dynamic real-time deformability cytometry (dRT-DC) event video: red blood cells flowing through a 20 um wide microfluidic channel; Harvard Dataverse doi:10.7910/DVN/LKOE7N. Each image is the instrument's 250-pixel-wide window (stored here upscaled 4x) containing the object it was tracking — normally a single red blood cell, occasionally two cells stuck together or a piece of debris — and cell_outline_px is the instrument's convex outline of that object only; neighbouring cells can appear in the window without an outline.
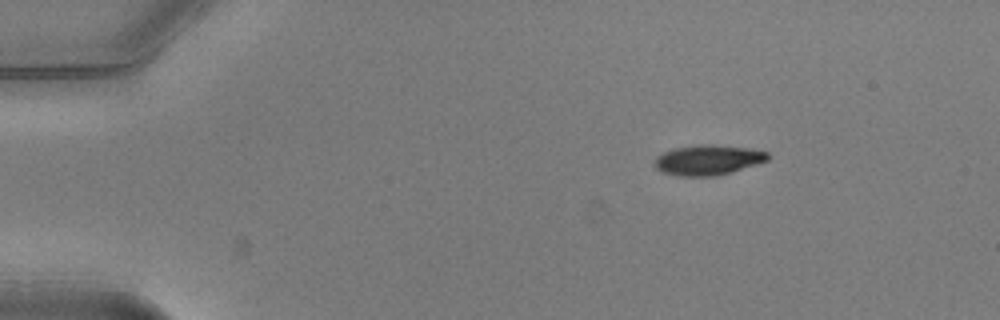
{"species": "common noctule bat (a hibernating species)", "species_latin": "Nyctalus noctula", "temperature_condition": "warm", "stored_images_in_passage": 44, "camera_frame_rate_fps": 3000, "um_per_image_px": 0.085, "animal": {"sex": "male", "body_mass_g": 20.5, "forearm_length_mm": 52.5}, "frame": {"image": 1, "passage_image": 1, "time_ms": 0.0, "image_size_px": [1000, 320], "cell_outline_px": [[768, 160], [732, 172], [716, 176], [676, 176], [664, 172], [656, 168], [656, 156], [672, 148], [700, 144], [712, 144], [752, 148], [768, 152]], "centroid_in_image_um": [60.19, 13.59], "position_along_channel_um": 24.8, "area_um2": 19.94}}
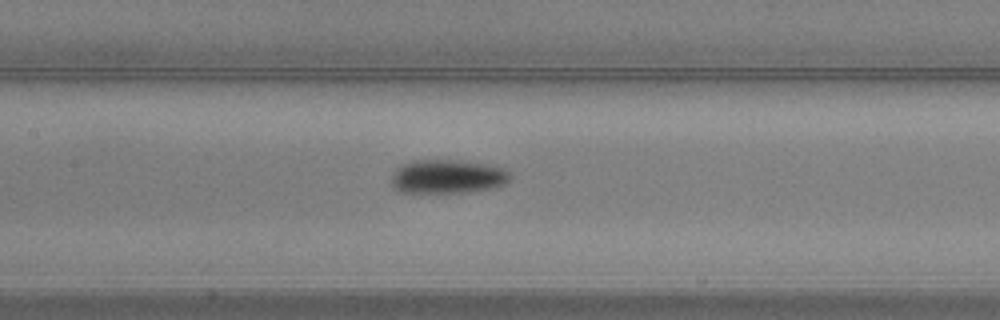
{"frame": {"image": 2, "passage_image": 18, "time_ms": 5.667, "image_size_px": [1000, 320], "cell_outline_px": [[512, 176], [508, 184], [492, 188], [472, 192], [400, 192], [392, 188], [392, 172], [400, 164], [412, 160], [460, 160], [484, 164], [504, 168]], "centroid_in_image_um": [38.04, 15.01], "position_along_channel_um": 169.4, "area_um2": 23.76}}
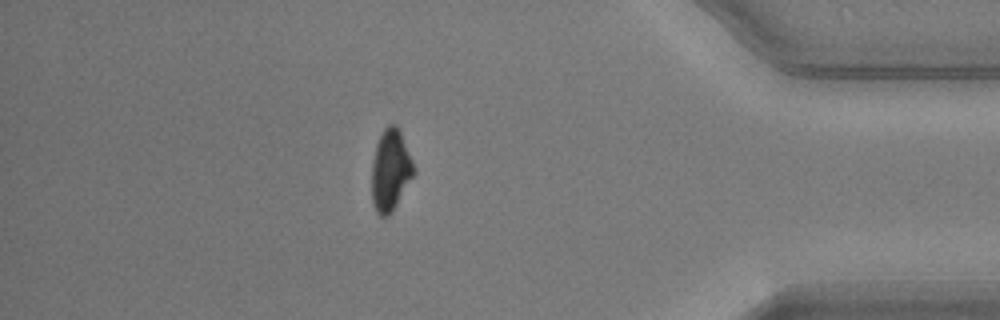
{"frame": {"image": 3, "passage_image": 38, "time_ms": 12.333, "image_size_px": [1000, 320], "cell_outline_px": [[416, 172], [392, 212], [388, 216], [380, 216], [376, 212], [372, 204], [372, 160], [376, 144], [384, 128], [388, 124], [396, 124], [400, 132], [416, 168]], "centroid_in_image_um": [33.19, 14.49], "position_along_channel_um": 402.0, "area_um2": 20.06}, "authors_computed_cell_mechanics": {"area_um2": 21.097, "velocity_mm_per_s": 4.0022, "shape_relaxation_time_tau1_ms": 2.493, "shape_relaxation_time_tau2_ms": 5.3277, "deformation_change_tau1": 0.1354, "deformation_change_tau2": 0.0789}}